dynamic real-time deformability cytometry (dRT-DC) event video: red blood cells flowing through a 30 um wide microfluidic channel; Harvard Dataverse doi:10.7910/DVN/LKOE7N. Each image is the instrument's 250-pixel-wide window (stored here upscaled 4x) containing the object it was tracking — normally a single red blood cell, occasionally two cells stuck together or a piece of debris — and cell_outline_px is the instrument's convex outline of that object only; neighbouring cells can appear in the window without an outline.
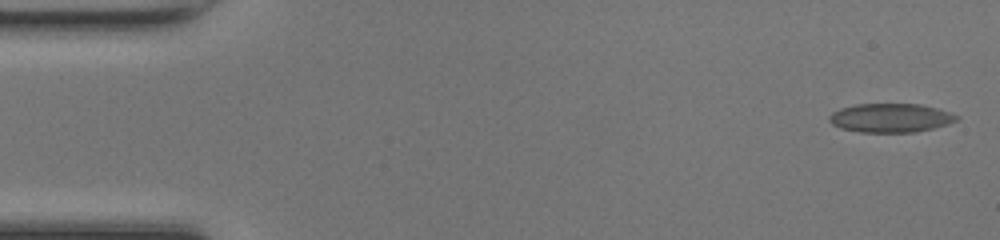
{"species": "common noctule bat (a hibernating species)", "species_latin": "Nyctalus noctula", "temperature_condition": "room temperature", "stored_images_in_passage": 49, "camera_frame_rate_fps": 3000, "um_per_image_px": 0.085, "animal": {"sex": "female", "body_mass_g": 17.0, "forearm_length_mm": 48.0}, "frame": {"image": 1, "passage_image": 2, "time_ms": 0.333, "image_size_px": [1000, 240], "cell_outline_px": [[960, 116], [956, 120], [948, 124], [916, 132], [860, 132], [840, 128], [832, 124], [828, 120], [828, 116], [832, 112], [840, 108], [856, 104], [920, 104], [936, 108]], "centroid_in_image_um": [75.66, 10.02], "position_along_channel_um": 9.3, "area_um2": 21.39}}
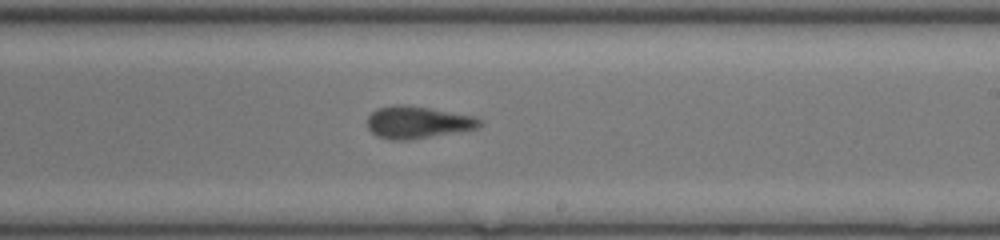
{"frame": {"image": 2, "passage_image": 29, "time_ms": 9.333, "image_size_px": [1000, 240], "cell_outline_px": [[484, 124], [476, 128], [408, 140], [392, 140], [376, 136], [368, 128], [368, 116], [376, 108], [396, 104], [408, 104], [432, 108], [476, 116], [484, 120]], "centroid_in_image_um": [35.51, 10.37], "position_along_channel_um": 253.5, "area_um2": 21.27}}
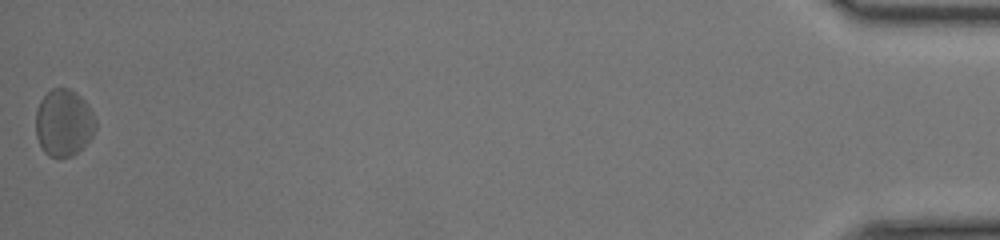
{"frame": {"image": 3, "passage_image": 49, "time_ms": 16.0, "image_size_px": [1000, 240], "cell_outline_px": [[96, 128], [92, 136], [72, 156], [48, 156], [44, 152], [36, 136], [36, 108], [40, 100], [52, 88], [68, 88], [76, 92], [88, 104], [96, 120]], "centroid_in_image_um": [5.41, 10.41], "position_along_channel_um": 429.8, "area_um2": 23.24}, "authors_computed_cell_mechanics": {"area_um2": 21.2704, "velocity_mm_per_s": 4.2207, "shape_relaxation_time_tau1_ms": 5.9675, "shape_relaxation_time_tau2_ms": 2.5866, "deformation_change_tau1": 0.1241, "deformation_change_tau2": 0.0841}}